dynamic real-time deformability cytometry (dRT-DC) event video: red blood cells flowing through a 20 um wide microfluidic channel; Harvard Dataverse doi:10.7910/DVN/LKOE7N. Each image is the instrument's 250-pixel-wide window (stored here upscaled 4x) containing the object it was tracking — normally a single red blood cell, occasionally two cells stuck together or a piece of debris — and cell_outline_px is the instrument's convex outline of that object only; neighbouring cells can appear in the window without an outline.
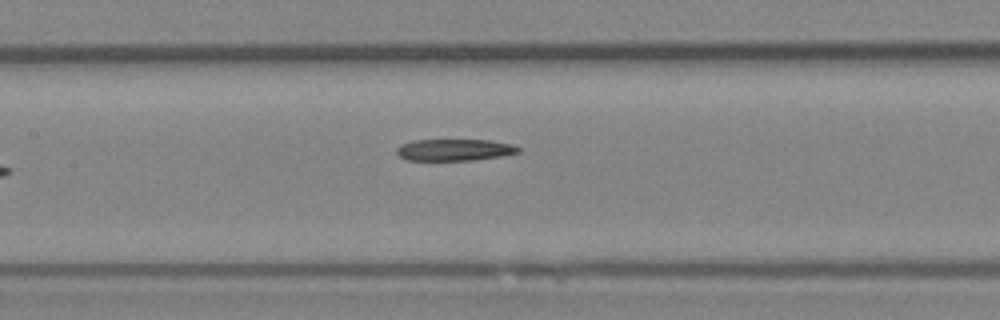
{"species": "Egyptian fruit bat (a non-hibernating species)", "species_latin": "Rousettus aegyptiacus", "temperature_condition": "room temperature", "stored_images_in_passage": 7, "camera_frame_rate_fps": 3000, "um_per_image_px": 0.085, "animal": {"sex": "female"}, "frame": {"image": 1, "passage_image": 7, "time_ms": 7.0, "image_size_px": [1000, 320], "cell_outline_px": [[520, 152], [504, 156], [476, 160], [408, 160], [400, 156], [396, 152], [396, 148], [400, 144], [412, 140], [488, 140], [512, 144], [520, 148]], "centroid_in_image_um": [38.64, 12.74], "position_along_channel_um": 168.8, "area_um2": 15.49}}